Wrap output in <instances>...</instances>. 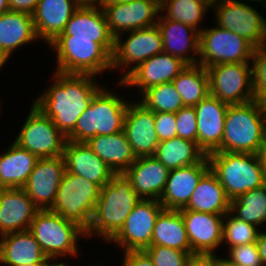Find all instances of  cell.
Here are the masks:
<instances>
[{
	"label": "cell",
	"instance_id": "cell-27",
	"mask_svg": "<svg viewBox=\"0 0 266 266\" xmlns=\"http://www.w3.org/2000/svg\"><path fill=\"white\" fill-rule=\"evenodd\" d=\"M79 7L76 0H39L32 18L38 40L46 45L61 34Z\"/></svg>",
	"mask_w": 266,
	"mask_h": 266
},
{
	"label": "cell",
	"instance_id": "cell-46",
	"mask_svg": "<svg viewBox=\"0 0 266 266\" xmlns=\"http://www.w3.org/2000/svg\"><path fill=\"white\" fill-rule=\"evenodd\" d=\"M187 266H221V257L216 254H194L189 258Z\"/></svg>",
	"mask_w": 266,
	"mask_h": 266
},
{
	"label": "cell",
	"instance_id": "cell-23",
	"mask_svg": "<svg viewBox=\"0 0 266 266\" xmlns=\"http://www.w3.org/2000/svg\"><path fill=\"white\" fill-rule=\"evenodd\" d=\"M228 106L210 94L194 106L197 113L198 145L206 155L221 147Z\"/></svg>",
	"mask_w": 266,
	"mask_h": 266
},
{
	"label": "cell",
	"instance_id": "cell-50",
	"mask_svg": "<svg viewBox=\"0 0 266 266\" xmlns=\"http://www.w3.org/2000/svg\"><path fill=\"white\" fill-rule=\"evenodd\" d=\"M57 258L59 259L61 257H47V266H70V265H67L65 262L58 263Z\"/></svg>",
	"mask_w": 266,
	"mask_h": 266
},
{
	"label": "cell",
	"instance_id": "cell-54",
	"mask_svg": "<svg viewBox=\"0 0 266 266\" xmlns=\"http://www.w3.org/2000/svg\"><path fill=\"white\" fill-rule=\"evenodd\" d=\"M133 0H104V5L105 4H112V3H124V2H130Z\"/></svg>",
	"mask_w": 266,
	"mask_h": 266
},
{
	"label": "cell",
	"instance_id": "cell-6",
	"mask_svg": "<svg viewBox=\"0 0 266 266\" xmlns=\"http://www.w3.org/2000/svg\"><path fill=\"white\" fill-rule=\"evenodd\" d=\"M48 47L56 50V70L97 76L112 71V56L92 39L57 36Z\"/></svg>",
	"mask_w": 266,
	"mask_h": 266
},
{
	"label": "cell",
	"instance_id": "cell-39",
	"mask_svg": "<svg viewBox=\"0 0 266 266\" xmlns=\"http://www.w3.org/2000/svg\"><path fill=\"white\" fill-rule=\"evenodd\" d=\"M226 221V222H225ZM253 224L236 218L230 211L223 218L222 244L231 247L254 243L257 240L259 229Z\"/></svg>",
	"mask_w": 266,
	"mask_h": 266
},
{
	"label": "cell",
	"instance_id": "cell-21",
	"mask_svg": "<svg viewBox=\"0 0 266 266\" xmlns=\"http://www.w3.org/2000/svg\"><path fill=\"white\" fill-rule=\"evenodd\" d=\"M210 169L208 157L202 162L172 169L159 202L166 210L183 209L202 176Z\"/></svg>",
	"mask_w": 266,
	"mask_h": 266
},
{
	"label": "cell",
	"instance_id": "cell-47",
	"mask_svg": "<svg viewBox=\"0 0 266 266\" xmlns=\"http://www.w3.org/2000/svg\"><path fill=\"white\" fill-rule=\"evenodd\" d=\"M39 0H8L9 10L33 15Z\"/></svg>",
	"mask_w": 266,
	"mask_h": 266
},
{
	"label": "cell",
	"instance_id": "cell-41",
	"mask_svg": "<svg viewBox=\"0 0 266 266\" xmlns=\"http://www.w3.org/2000/svg\"><path fill=\"white\" fill-rule=\"evenodd\" d=\"M144 251L155 266H187L188 260L192 256L189 252L159 245H151Z\"/></svg>",
	"mask_w": 266,
	"mask_h": 266
},
{
	"label": "cell",
	"instance_id": "cell-52",
	"mask_svg": "<svg viewBox=\"0 0 266 266\" xmlns=\"http://www.w3.org/2000/svg\"><path fill=\"white\" fill-rule=\"evenodd\" d=\"M9 11L8 0H0V15Z\"/></svg>",
	"mask_w": 266,
	"mask_h": 266
},
{
	"label": "cell",
	"instance_id": "cell-30",
	"mask_svg": "<svg viewBox=\"0 0 266 266\" xmlns=\"http://www.w3.org/2000/svg\"><path fill=\"white\" fill-rule=\"evenodd\" d=\"M86 143L115 174L124 173L136 160L124 131L112 135H96Z\"/></svg>",
	"mask_w": 266,
	"mask_h": 266
},
{
	"label": "cell",
	"instance_id": "cell-25",
	"mask_svg": "<svg viewBox=\"0 0 266 266\" xmlns=\"http://www.w3.org/2000/svg\"><path fill=\"white\" fill-rule=\"evenodd\" d=\"M170 170L154 155L138 157L124 172L141 199H160Z\"/></svg>",
	"mask_w": 266,
	"mask_h": 266
},
{
	"label": "cell",
	"instance_id": "cell-28",
	"mask_svg": "<svg viewBox=\"0 0 266 266\" xmlns=\"http://www.w3.org/2000/svg\"><path fill=\"white\" fill-rule=\"evenodd\" d=\"M47 256L29 230L5 234L0 237V263L6 266L38 264Z\"/></svg>",
	"mask_w": 266,
	"mask_h": 266
},
{
	"label": "cell",
	"instance_id": "cell-38",
	"mask_svg": "<svg viewBox=\"0 0 266 266\" xmlns=\"http://www.w3.org/2000/svg\"><path fill=\"white\" fill-rule=\"evenodd\" d=\"M141 103L154 112L176 113L184 107L179 92L172 82L163 83L147 89L142 95Z\"/></svg>",
	"mask_w": 266,
	"mask_h": 266
},
{
	"label": "cell",
	"instance_id": "cell-12",
	"mask_svg": "<svg viewBox=\"0 0 266 266\" xmlns=\"http://www.w3.org/2000/svg\"><path fill=\"white\" fill-rule=\"evenodd\" d=\"M250 65V67H249ZM209 93L228 105L255 100L251 63H222L207 67Z\"/></svg>",
	"mask_w": 266,
	"mask_h": 266
},
{
	"label": "cell",
	"instance_id": "cell-58",
	"mask_svg": "<svg viewBox=\"0 0 266 266\" xmlns=\"http://www.w3.org/2000/svg\"><path fill=\"white\" fill-rule=\"evenodd\" d=\"M243 1H248V2H250L251 1V3H252V1H253V3H256L257 2V4H261L262 3V1L261 0H243Z\"/></svg>",
	"mask_w": 266,
	"mask_h": 266
},
{
	"label": "cell",
	"instance_id": "cell-19",
	"mask_svg": "<svg viewBox=\"0 0 266 266\" xmlns=\"http://www.w3.org/2000/svg\"><path fill=\"white\" fill-rule=\"evenodd\" d=\"M193 254L215 255L222 246L224 215L179 210Z\"/></svg>",
	"mask_w": 266,
	"mask_h": 266
},
{
	"label": "cell",
	"instance_id": "cell-49",
	"mask_svg": "<svg viewBox=\"0 0 266 266\" xmlns=\"http://www.w3.org/2000/svg\"><path fill=\"white\" fill-rule=\"evenodd\" d=\"M76 2L79 6H104V0H76Z\"/></svg>",
	"mask_w": 266,
	"mask_h": 266
},
{
	"label": "cell",
	"instance_id": "cell-11",
	"mask_svg": "<svg viewBox=\"0 0 266 266\" xmlns=\"http://www.w3.org/2000/svg\"><path fill=\"white\" fill-rule=\"evenodd\" d=\"M211 8L216 17L215 25L240 35L255 48L266 44V19L248 2L217 0Z\"/></svg>",
	"mask_w": 266,
	"mask_h": 266
},
{
	"label": "cell",
	"instance_id": "cell-1",
	"mask_svg": "<svg viewBox=\"0 0 266 266\" xmlns=\"http://www.w3.org/2000/svg\"><path fill=\"white\" fill-rule=\"evenodd\" d=\"M52 79L54 83L32 103L49 117L67 138L102 86L96 83V76L91 74L54 71Z\"/></svg>",
	"mask_w": 266,
	"mask_h": 266
},
{
	"label": "cell",
	"instance_id": "cell-18",
	"mask_svg": "<svg viewBox=\"0 0 266 266\" xmlns=\"http://www.w3.org/2000/svg\"><path fill=\"white\" fill-rule=\"evenodd\" d=\"M155 128L154 111L140 101L128 104L123 131L136 158L155 155L159 145Z\"/></svg>",
	"mask_w": 266,
	"mask_h": 266
},
{
	"label": "cell",
	"instance_id": "cell-7",
	"mask_svg": "<svg viewBox=\"0 0 266 266\" xmlns=\"http://www.w3.org/2000/svg\"><path fill=\"white\" fill-rule=\"evenodd\" d=\"M29 231L47 257H78V238H86L81 227L49 209L35 214Z\"/></svg>",
	"mask_w": 266,
	"mask_h": 266
},
{
	"label": "cell",
	"instance_id": "cell-59",
	"mask_svg": "<svg viewBox=\"0 0 266 266\" xmlns=\"http://www.w3.org/2000/svg\"><path fill=\"white\" fill-rule=\"evenodd\" d=\"M207 2H209L211 5L213 4V3H215L217 0H206Z\"/></svg>",
	"mask_w": 266,
	"mask_h": 266
},
{
	"label": "cell",
	"instance_id": "cell-44",
	"mask_svg": "<svg viewBox=\"0 0 266 266\" xmlns=\"http://www.w3.org/2000/svg\"><path fill=\"white\" fill-rule=\"evenodd\" d=\"M154 120L159 142L177 137L175 113L154 112Z\"/></svg>",
	"mask_w": 266,
	"mask_h": 266
},
{
	"label": "cell",
	"instance_id": "cell-57",
	"mask_svg": "<svg viewBox=\"0 0 266 266\" xmlns=\"http://www.w3.org/2000/svg\"><path fill=\"white\" fill-rule=\"evenodd\" d=\"M6 60L0 55V69H1V67H3V65H5L6 64Z\"/></svg>",
	"mask_w": 266,
	"mask_h": 266
},
{
	"label": "cell",
	"instance_id": "cell-34",
	"mask_svg": "<svg viewBox=\"0 0 266 266\" xmlns=\"http://www.w3.org/2000/svg\"><path fill=\"white\" fill-rule=\"evenodd\" d=\"M154 156L169 170L200 163L207 157L197 142L180 137L159 142Z\"/></svg>",
	"mask_w": 266,
	"mask_h": 266
},
{
	"label": "cell",
	"instance_id": "cell-4",
	"mask_svg": "<svg viewBox=\"0 0 266 266\" xmlns=\"http://www.w3.org/2000/svg\"><path fill=\"white\" fill-rule=\"evenodd\" d=\"M207 157L210 170L217 176L230 200L266 184L259 154L212 152Z\"/></svg>",
	"mask_w": 266,
	"mask_h": 266
},
{
	"label": "cell",
	"instance_id": "cell-2",
	"mask_svg": "<svg viewBox=\"0 0 266 266\" xmlns=\"http://www.w3.org/2000/svg\"><path fill=\"white\" fill-rule=\"evenodd\" d=\"M141 200L125 174H115L100 190L86 238L95 234L108 243Z\"/></svg>",
	"mask_w": 266,
	"mask_h": 266
},
{
	"label": "cell",
	"instance_id": "cell-14",
	"mask_svg": "<svg viewBox=\"0 0 266 266\" xmlns=\"http://www.w3.org/2000/svg\"><path fill=\"white\" fill-rule=\"evenodd\" d=\"M164 210L158 200L142 199L133 208L120 231L109 241L127 251H143L151 246L155 222Z\"/></svg>",
	"mask_w": 266,
	"mask_h": 266
},
{
	"label": "cell",
	"instance_id": "cell-13",
	"mask_svg": "<svg viewBox=\"0 0 266 266\" xmlns=\"http://www.w3.org/2000/svg\"><path fill=\"white\" fill-rule=\"evenodd\" d=\"M127 33L126 40L123 35L115 39L112 55V71L118 68L125 71L131 67L121 76L120 81L146 59L163 52L162 35L157 25Z\"/></svg>",
	"mask_w": 266,
	"mask_h": 266
},
{
	"label": "cell",
	"instance_id": "cell-9",
	"mask_svg": "<svg viewBox=\"0 0 266 266\" xmlns=\"http://www.w3.org/2000/svg\"><path fill=\"white\" fill-rule=\"evenodd\" d=\"M204 28L199 33L198 65L250 63L255 47L246 39L218 25Z\"/></svg>",
	"mask_w": 266,
	"mask_h": 266
},
{
	"label": "cell",
	"instance_id": "cell-17",
	"mask_svg": "<svg viewBox=\"0 0 266 266\" xmlns=\"http://www.w3.org/2000/svg\"><path fill=\"white\" fill-rule=\"evenodd\" d=\"M188 65L180 58L162 52L146 59L133 69L118 86L137 87L139 94L147 89L172 82Z\"/></svg>",
	"mask_w": 266,
	"mask_h": 266
},
{
	"label": "cell",
	"instance_id": "cell-51",
	"mask_svg": "<svg viewBox=\"0 0 266 266\" xmlns=\"http://www.w3.org/2000/svg\"><path fill=\"white\" fill-rule=\"evenodd\" d=\"M259 155L262 159L263 169H264V174H265V180H266V141H265L264 145L262 146L261 152Z\"/></svg>",
	"mask_w": 266,
	"mask_h": 266
},
{
	"label": "cell",
	"instance_id": "cell-16",
	"mask_svg": "<svg viewBox=\"0 0 266 266\" xmlns=\"http://www.w3.org/2000/svg\"><path fill=\"white\" fill-rule=\"evenodd\" d=\"M65 170L64 156L37 160L23 189L40 210L53 206Z\"/></svg>",
	"mask_w": 266,
	"mask_h": 266
},
{
	"label": "cell",
	"instance_id": "cell-15",
	"mask_svg": "<svg viewBox=\"0 0 266 266\" xmlns=\"http://www.w3.org/2000/svg\"><path fill=\"white\" fill-rule=\"evenodd\" d=\"M102 8L115 39L127 32L156 25L160 15V9L148 0L105 4Z\"/></svg>",
	"mask_w": 266,
	"mask_h": 266
},
{
	"label": "cell",
	"instance_id": "cell-5",
	"mask_svg": "<svg viewBox=\"0 0 266 266\" xmlns=\"http://www.w3.org/2000/svg\"><path fill=\"white\" fill-rule=\"evenodd\" d=\"M103 87L94 95L89 107L76 122L67 140L87 142L96 135H112L123 131L129 100Z\"/></svg>",
	"mask_w": 266,
	"mask_h": 266
},
{
	"label": "cell",
	"instance_id": "cell-60",
	"mask_svg": "<svg viewBox=\"0 0 266 266\" xmlns=\"http://www.w3.org/2000/svg\"><path fill=\"white\" fill-rule=\"evenodd\" d=\"M261 1H262V5L264 6L266 4V0H261ZM264 7H266V5Z\"/></svg>",
	"mask_w": 266,
	"mask_h": 266
},
{
	"label": "cell",
	"instance_id": "cell-43",
	"mask_svg": "<svg viewBox=\"0 0 266 266\" xmlns=\"http://www.w3.org/2000/svg\"><path fill=\"white\" fill-rule=\"evenodd\" d=\"M229 257L225 258L236 266H263L256 242L231 247L228 249Z\"/></svg>",
	"mask_w": 266,
	"mask_h": 266
},
{
	"label": "cell",
	"instance_id": "cell-37",
	"mask_svg": "<svg viewBox=\"0 0 266 266\" xmlns=\"http://www.w3.org/2000/svg\"><path fill=\"white\" fill-rule=\"evenodd\" d=\"M211 4L206 0H168L161 8L158 19L180 21L192 26L199 32V24L203 21L204 14L209 11ZM164 12V15L162 13Z\"/></svg>",
	"mask_w": 266,
	"mask_h": 266
},
{
	"label": "cell",
	"instance_id": "cell-55",
	"mask_svg": "<svg viewBox=\"0 0 266 266\" xmlns=\"http://www.w3.org/2000/svg\"><path fill=\"white\" fill-rule=\"evenodd\" d=\"M221 266H236L231 263H229L224 257H221Z\"/></svg>",
	"mask_w": 266,
	"mask_h": 266
},
{
	"label": "cell",
	"instance_id": "cell-48",
	"mask_svg": "<svg viewBox=\"0 0 266 266\" xmlns=\"http://www.w3.org/2000/svg\"><path fill=\"white\" fill-rule=\"evenodd\" d=\"M256 245L258 247V252L262 261V265L266 266V232H261L259 230Z\"/></svg>",
	"mask_w": 266,
	"mask_h": 266
},
{
	"label": "cell",
	"instance_id": "cell-20",
	"mask_svg": "<svg viewBox=\"0 0 266 266\" xmlns=\"http://www.w3.org/2000/svg\"><path fill=\"white\" fill-rule=\"evenodd\" d=\"M58 36L92 39L99 43L111 56L115 38L112 36L102 7L79 6L67 22L64 31Z\"/></svg>",
	"mask_w": 266,
	"mask_h": 266
},
{
	"label": "cell",
	"instance_id": "cell-45",
	"mask_svg": "<svg viewBox=\"0 0 266 266\" xmlns=\"http://www.w3.org/2000/svg\"><path fill=\"white\" fill-rule=\"evenodd\" d=\"M121 266H155L149 255L143 251H127L123 253Z\"/></svg>",
	"mask_w": 266,
	"mask_h": 266
},
{
	"label": "cell",
	"instance_id": "cell-36",
	"mask_svg": "<svg viewBox=\"0 0 266 266\" xmlns=\"http://www.w3.org/2000/svg\"><path fill=\"white\" fill-rule=\"evenodd\" d=\"M230 212L238 219L260 226L266 222V184L231 200Z\"/></svg>",
	"mask_w": 266,
	"mask_h": 266
},
{
	"label": "cell",
	"instance_id": "cell-3",
	"mask_svg": "<svg viewBox=\"0 0 266 266\" xmlns=\"http://www.w3.org/2000/svg\"><path fill=\"white\" fill-rule=\"evenodd\" d=\"M266 141V103L229 105L221 147L215 152L260 154Z\"/></svg>",
	"mask_w": 266,
	"mask_h": 266
},
{
	"label": "cell",
	"instance_id": "cell-29",
	"mask_svg": "<svg viewBox=\"0 0 266 266\" xmlns=\"http://www.w3.org/2000/svg\"><path fill=\"white\" fill-rule=\"evenodd\" d=\"M36 39L32 15L10 10L0 15V55L6 61L18 47Z\"/></svg>",
	"mask_w": 266,
	"mask_h": 266
},
{
	"label": "cell",
	"instance_id": "cell-56",
	"mask_svg": "<svg viewBox=\"0 0 266 266\" xmlns=\"http://www.w3.org/2000/svg\"><path fill=\"white\" fill-rule=\"evenodd\" d=\"M25 266H47V258L44 262L38 264H27Z\"/></svg>",
	"mask_w": 266,
	"mask_h": 266
},
{
	"label": "cell",
	"instance_id": "cell-35",
	"mask_svg": "<svg viewBox=\"0 0 266 266\" xmlns=\"http://www.w3.org/2000/svg\"><path fill=\"white\" fill-rule=\"evenodd\" d=\"M184 106H195L209 93L207 68L201 65H188L173 81Z\"/></svg>",
	"mask_w": 266,
	"mask_h": 266
},
{
	"label": "cell",
	"instance_id": "cell-22",
	"mask_svg": "<svg viewBox=\"0 0 266 266\" xmlns=\"http://www.w3.org/2000/svg\"><path fill=\"white\" fill-rule=\"evenodd\" d=\"M39 210L23 188H0V237L29 230Z\"/></svg>",
	"mask_w": 266,
	"mask_h": 266
},
{
	"label": "cell",
	"instance_id": "cell-26",
	"mask_svg": "<svg viewBox=\"0 0 266 266\" xmlns=\"http://www.w3.org/2000/svg\"><path fill=\"white\" fill-rule=\"evenodd\" d=\"M156 25L162 35L163 52L180 58L187 65L198 64L200 33L198 30L183 22L170 19H158Z\"/></svg>",
	"mask_w": 266,
	"mask_h": 266
},
{
	"label": "cell",
	"instance_id": "cell-31",
	"mask_svg": "<svg viewBox=\"0 0 266 266\" xmlns=\"http://www.w3.org/2000/svg\"><path fill=\"white\" fill-rule=\"evenodd\" d=\"M228 198L217 176L209 169L199 180L188 204L180 210L225 215L230 211Z\"/></svg>",
	"mask_w": 266,
	"mask_h": 266
},
{
	"label": "cell",
	"instance_id": "cell-42",
	"mask_svg": "<svg viewBox=\"0 0 266 266\" xmlns=\"http://www.w3.org/2000/svg\"><path fill=\"white\" fill-rule=\"evenodd\" d=\"M177 137L198 143L197 113L194 106H184L175 113Z\"/></svg>",
	"mask_w": 266,
	"mask_h": 266
},
{
	"label": "cell",
	"instance_id": "cell-10",
	"mask_svg": "<svg viewBox=\"0 0 266 266\" xmlns=\"http://www.w3.org/2000/svg\"><path fill=\"white\" fill-rule=\"evenodd\" d=\"M31 104L30 113L14 142L38 158L63 156L67 138L49 117Z\"/></svg>",
	"mask_w": 266,
	"mask_h": 266
},
{
	"label": "cell",
	"instance_id": "cell-53",
	"mask_svg": "<svg viewBox=\"0 0 266 266\" xmlns=\"http://www.w3.org/2000/svg\"><path fill=\"white\" fill-rule=\"evenodd\" d=\"M154 3L159 9L168 1V0H148Z\"/></svg>",
	"mask_w": 266,
	"mask_h": 266
},
{
	"label": "cell",
	"instance_id": "cell-32",
	"mask_svg": "<svg viewBox=\"0 0 266 266\" xmlns=\"http://www.w3.org/2000/svg\"><path fill=\"white\" fill-rule=\"evenodd\" d=\"M0 154V188H23L39 159L14 141Z\"/></svg>",
	"mask_w": 266,
	"mask_h": 266
},
{
	"label": "cell",
	"instance_id": "cell-33",
	"mask_svg": "<svg viewBox=\"0 0 266 266\" xmlns=\"http://www.w3.org/2000/svg\"><path fill=\"white\" fill-rule=\"evenodd\" d=\"M151 245L169 247L194 255L179 210L164 209L159 214L155 222Z\"/></svg>",
	"mask_w": 266,
	"mask_h": 266
},
{
	"label": "cell",
	"instance_id": "cell-40",
	"mask_svg": "<svg viewBox=\"0 0 266 266\" xmlns=\"http://www.w3.org/2000/svg\"><path fill=\"white\" fill-rule=\"evenodd\" d=\"M250 63L255 100L266 103V44L254 49Z\"/></svg>",
	"mask_w": 266,
	"mask_h": 266
},
{
	"label": "cell",
	"instance_id": "cell-8",
	"mask_svg": "<svg viewBox=\"0 0 266 266\" xmlns=\"http://www.w3.org/2000/svg\"><path fill=\"white\" fill-rule=\"evenodd\" d=\"M101 188L81 176L65 170L50 211L88 230Z\"/></svg>",
	"mask_w": 266,
	"mask_h": 266
},
{
	"label": "cell",
	"instance_id": "cell-24",
	"mask_svg": "<svg viewBox=\"0 0 266 266\" xmlns=\"http://www.w3.org/2000/svg\"><path fill=\"white\" fill-rule=\"evenodd\" d=\"M63 156L66 171L96 183L102 188L110 182L115 173L100 159L86 142L67 140Z\"/></svg>",
	"mask_w": 266,
	"mask_h": 266
}]
</instances>
